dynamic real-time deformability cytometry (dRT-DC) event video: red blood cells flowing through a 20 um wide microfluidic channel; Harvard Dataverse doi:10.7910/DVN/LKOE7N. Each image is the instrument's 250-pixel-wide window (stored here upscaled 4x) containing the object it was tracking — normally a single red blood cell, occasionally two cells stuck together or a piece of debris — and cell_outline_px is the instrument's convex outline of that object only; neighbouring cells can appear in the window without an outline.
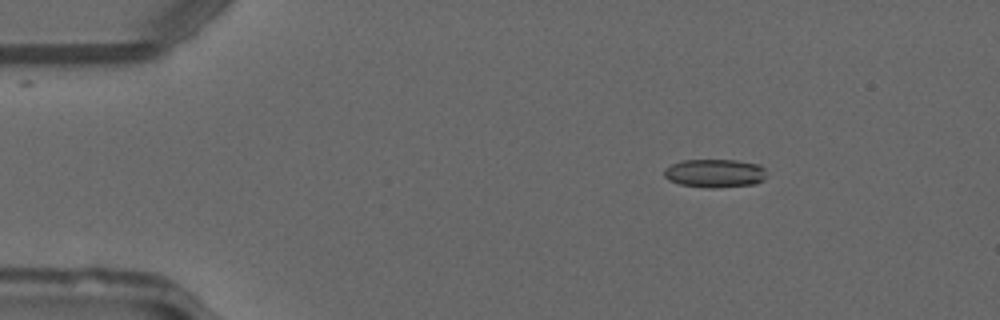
{"species": "common noctule bat (a hibernating species)", "species_latin": "Nyctalus noctula", "temperature_condition": "warm", "stored_images_in_passage": 43, "camera_frame_rate_fps": 3000, "um_per_image_px": 0.085, "animal": {"sex": "male", "forearm_length_mm": 52.5}, "frame": {"image": 1, "passage_image": 1, "time_ms": 0.0, "image_size_px": [1000, 320], "cell_outline_px": [[764, 180], [756, 184], [716, 188], [708, 188], [680, 184], [668, 180], [664, 176], [664, 168], [672, 164], [684, 160], [736, 160], [760, 164], [764, 168]], "centroid_in_image_um": [60.76, 14.73], "position_along_channel_um": 24.2, "area_um2": 17.05}}
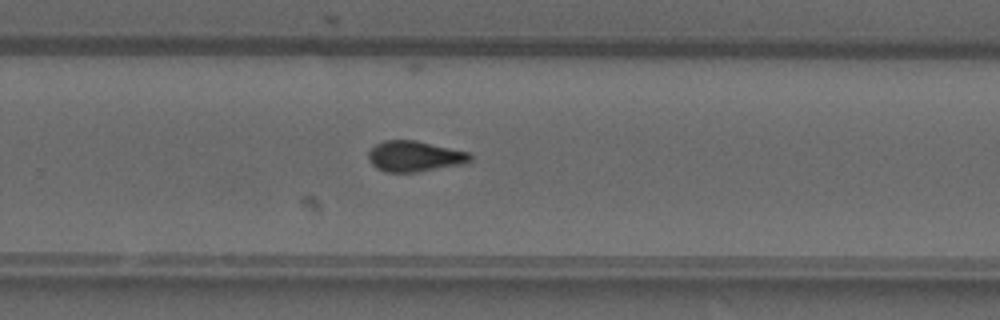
{"frame": {"image": 2, "passage_image": 26, "time_ms": 8.333, "image_size_px": [1000, 320], "cell_outline_px": [[472, 160], [460, 164], [416, 172], [384, 172], [376, 168], [368, 160], [368, 152], [376, 144], [384, 140], [416, 140], [468, 152], [472, 156]], "centroid_in_image_um": [35.2, 13.28], "position_along_channel_um": 294.6, "area_um2": 18.09}}
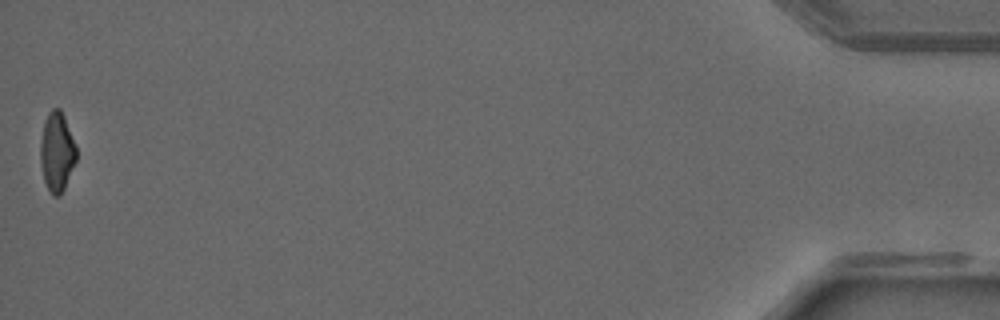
{"frame": {"image": 3, "passage_image": 43, "time_ms": 14.0, "image_size_px": [1000, 320], "cell_outline_px": [[76, 160], [64, 188], [60, 196], [52, 196], [44, 180], [40, 160], [40, 140], [44, 120], [48, 112], [52, 108], [60, 108], [64, 116], [76, 144]], "centroid_in_image_um": [4.83, 12.88], "position_along_channel_um": 430.4, "area_um2": 16.7}, "authors_computed_cell_mechanics": {"area_um2": 17.8602, "velocity_mm_per_s": 4.1461, "shape_relaxation_time_tau1_ms": null, "shape_relaxation_time_tau2_ms": 1.7382, "deformation_change_tau1": null, "deformation_change_tau2": 0.0781}}